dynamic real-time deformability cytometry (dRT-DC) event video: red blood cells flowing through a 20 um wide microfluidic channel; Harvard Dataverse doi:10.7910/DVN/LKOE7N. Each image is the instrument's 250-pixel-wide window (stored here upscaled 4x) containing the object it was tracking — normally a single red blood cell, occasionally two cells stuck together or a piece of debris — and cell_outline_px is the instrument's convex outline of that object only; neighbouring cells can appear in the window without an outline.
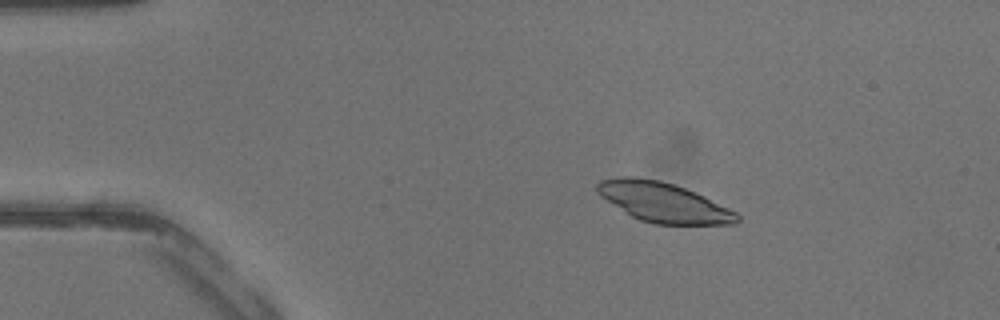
{"species": "common noctule bat (a hibernating species)", "species_latin": "Nyctalus noctula", "temperature_condition": "warm", "stored_images_in_passage": 42, "camera_frame_rate_fps": 3000, "um_per_image_px": 0.085, "animal": {"sex": "male", "body_mass_g": 13.3}, "frame": {"image": 1, "passage_image": 8, "time_ms": 2.333, "image_size_px": [1000, 320], "cell_outline_px": [[740, 220], [736, 224], [656, 224], [640, 220], [632, 216], [600, 196], [596, 192], [596, 184], [600, 180], [620, 176], [632, 176], [660, 180], [696, 192], [736, 212], [740, 216]], "centroid_in_image_um": [56.37, 17.19], "position_along_channel_um": 28.6, "area_um2": 32.19}}
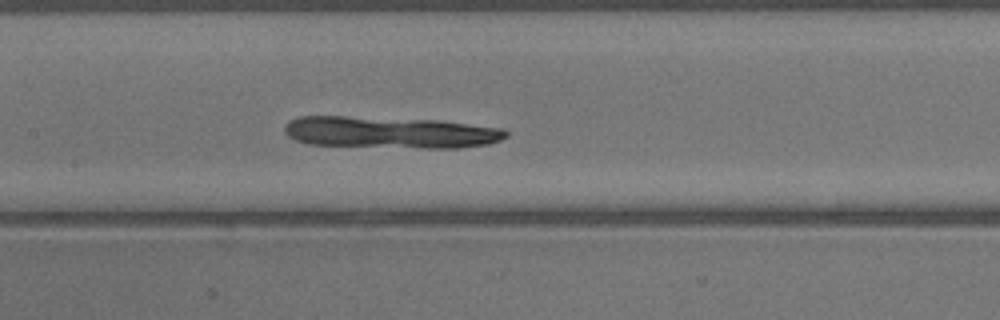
{"frame": {"image": 2, "passage_image": 21, "time_ms": 6.667, "image_size_px": [1000, 320], "cell_outline_px": [[508, 136], [500, 140], [488, 144], [460, 148], [424, 148], [308, 144], [292, 140], [284, 132], [284, 128], [288, 120], [300, 116], [344, 116], [440, 120], [504, 128], [508, 132]], "centroid_in_image_um": [33.16, 11.25], "position_along_channel_um": 174.2, "area_um2": 41.33}}
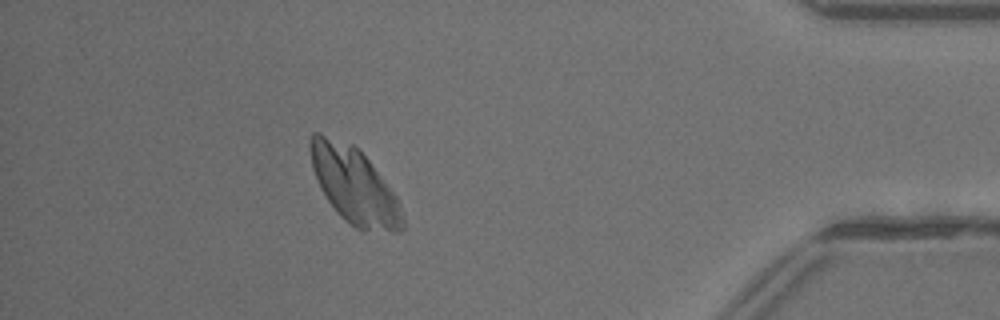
{"frame": {"image": 3, "passage_image": 38, "time_ms": 12.333, "image_size_px": [1000, 320], "cell_outline_px": [[404, 228], [400, 232], [360, 232], [344, 220], [340, 216], [328, 200], [312, 168], [308, 148], [308, 144], [312, 132], [320, 132], [352, 144], [368, 160], [396, 196], [400, 204], [404, 220]], "centroid_in_image_um": [30.11, 15.8], "position_along_channel_um": 405.1, "area_um2": 40.98}}